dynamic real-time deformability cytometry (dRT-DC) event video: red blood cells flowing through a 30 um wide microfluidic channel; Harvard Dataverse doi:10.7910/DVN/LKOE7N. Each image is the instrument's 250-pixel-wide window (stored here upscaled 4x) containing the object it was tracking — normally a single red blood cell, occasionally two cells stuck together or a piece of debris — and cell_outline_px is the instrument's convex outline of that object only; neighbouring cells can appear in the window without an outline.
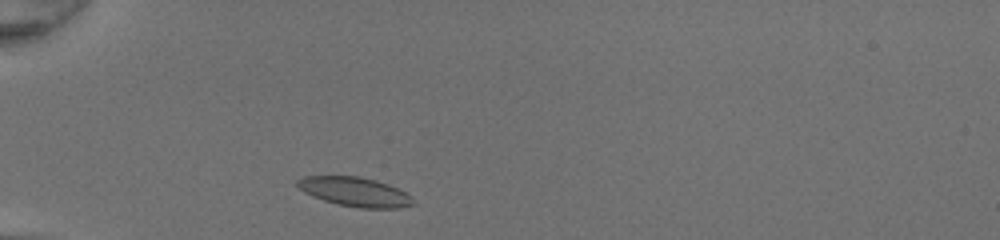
{"species": "common noctule bat (a hibernating species)", "species_latin": "Nyctalus noctula", "temperature_condition": "room temperature", "stored_images_in_passage": 31, "camera_frame_rate_fps": 3000, "um_per_image_px": 0.085, "animal": {"sex": "female", "body_mass_g": 20.0, "forearm_length_mm": 54.0}, "frame": {"image": 1, "passage_image": 2, "time_ms": 0.333, "image_size_px": [1000, 240], "cell_outline_px": [[416, 204], [396, 208], [360, 208], [340, 204], [324, 200], [312, 196], [304, 192], [296, 184], [296, 180], [304, 176], [360, 176], [376, 180], [388, 184], [412, 196]], "centroid_in_image_um": [30.17, 16.3], "position_along_channel_um": 54.8, "area_um2": 19.65}}
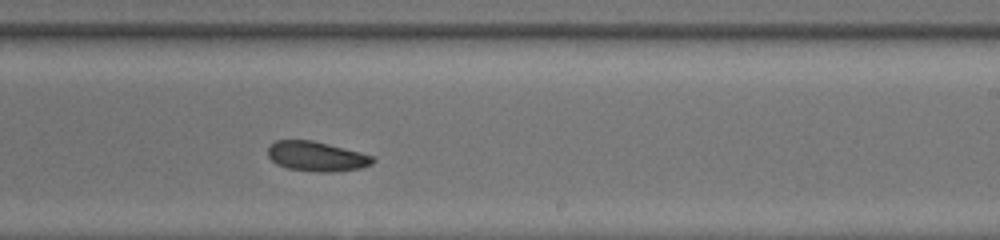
{"frame": {"image": 2, "passage_image": 18, "time_ms": 5.667, "image_size_px": [1000, 240], "cell_outline_px": [[376, 160], [372, 164], [360, 168], [332, 172], [316, 172], [288, 168], [276, 164], [268, 156], [268, 148], [276, 140], [312, 140], [376, 156]], "centroid_in_image_um": [26.94, 13.29], "position_along_channel_um": 262.1, "area_um2": 18.21}}
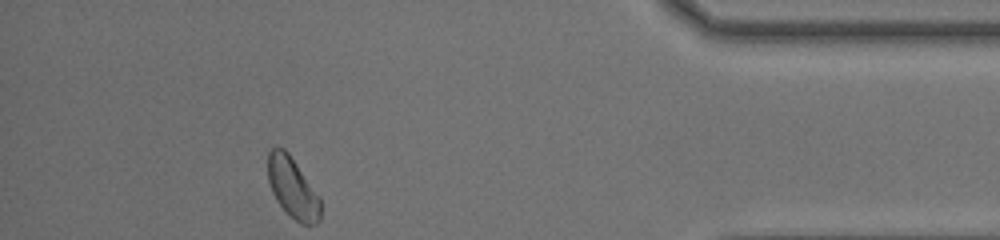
{"frame": {"image": 3, "passage_image": 31, "time_ms": 10.0, "image_size_px": [1000, 240], "cell_outline_px": [[324, 204], [320, 220], [316, 224], [300, 224], [276, 200], [272, 192], [268, 180], [268, 152], [272, 148], [284, 148], [288, 152], [320, 196]], "centroid_in_image_um": [24.93, 15.98], "position_along_channel_um": 410.3, "area_um2": 18.73}, "authors_computed_cell_mechanics": {"area_um2": 19.074, "velocity_mm_per_s": 4.302, "shape_relaxation_time_tau1_ms": null, "shape_relaxation_time_tau2_ms": 7.4655, "deformation_change_tau1": null, "deformation_change_tau2": 0.1508}}